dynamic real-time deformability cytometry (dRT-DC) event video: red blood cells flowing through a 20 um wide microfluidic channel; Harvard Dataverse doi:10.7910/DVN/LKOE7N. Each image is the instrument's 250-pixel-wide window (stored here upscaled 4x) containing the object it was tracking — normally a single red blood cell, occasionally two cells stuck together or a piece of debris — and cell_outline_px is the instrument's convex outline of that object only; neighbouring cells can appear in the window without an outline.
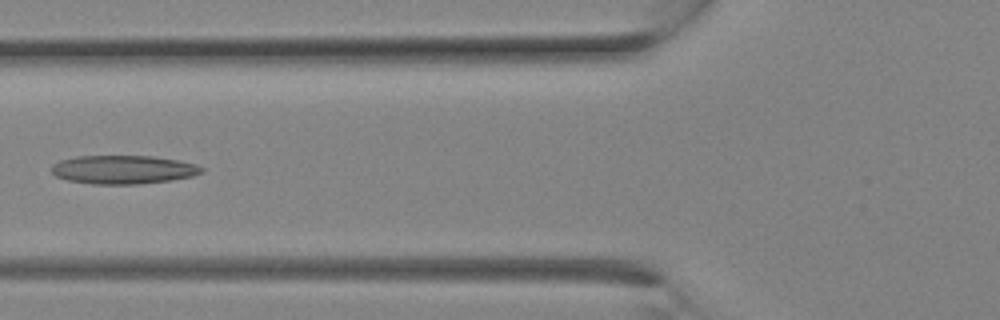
{"species": "Egyptian fruit bat (a non-hibernating species)", "species_latin": "Rousettus aegyptiacus", "temperature_condition": "room temperature", "stored_images_in_passage": 11, "camera_frame_rate_fps": 3000, "um_per_image_px": 0.085, "animal": {"sex": "female"}, "frame": {"image": 1, "passage_image": 10, "time_ms": 3.0, "image_size_px": [1000, 320], "cell_outline_px": [[204, 172], [192, 176], [172, 180], [140, 184], [92, 184], [68, 180], [56, 176], [52, 172], [52, 164], [60, 160], [76, 156], [152, 156], [180, 160], [196, 164], [204, 168]], "centroid_in_image_um": [10.5, 14.41], "position_along_channel_um": 115.3, "area_um2": 25.14}}